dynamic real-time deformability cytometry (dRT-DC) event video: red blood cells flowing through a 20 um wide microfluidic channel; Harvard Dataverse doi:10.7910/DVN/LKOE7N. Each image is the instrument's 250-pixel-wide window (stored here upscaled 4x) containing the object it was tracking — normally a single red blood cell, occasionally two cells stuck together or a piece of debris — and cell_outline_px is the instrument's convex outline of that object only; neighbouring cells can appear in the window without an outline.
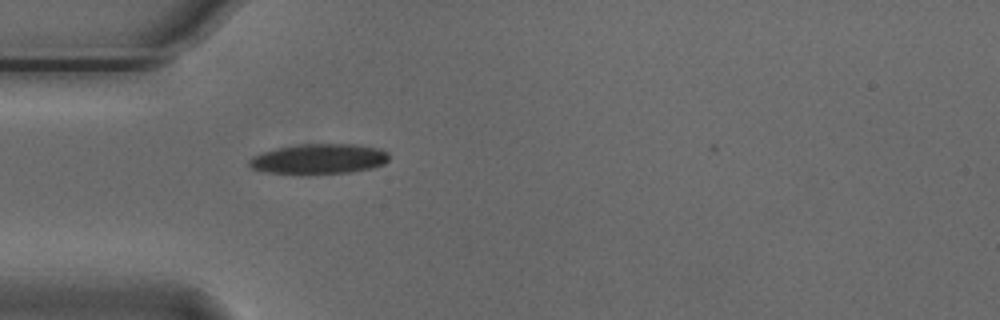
{"species": "Egyptian fruit bat (a non-hibernating species)", "species_latin": "Rousettus aegyptiacus", "temperature_condition": "cold", "stored_images_in_passage": 27, "camera_frame_rate_fps": 3000, "um_per_image_px": 0.085, "animal": {"sex": "male"}, "frame": {"image": 1, "passage_image": 1, "time_ms": 0.0, "image_size_px": [1000, 320], "cell_outline_px": [[388, 160], [384, 164], [372, 168], [352, 172], [308, 176], [264, 172], [252, 168], [248, 164], [248, 160], [252, 156], [260, 152], [276, 148], [296, 144], [356, 144], [380, 148], [388, 152]], "centroid_in_image_um": [27.07, 13.53], "position_along_channel_um": 57.9, "area_um2": 25.49}}
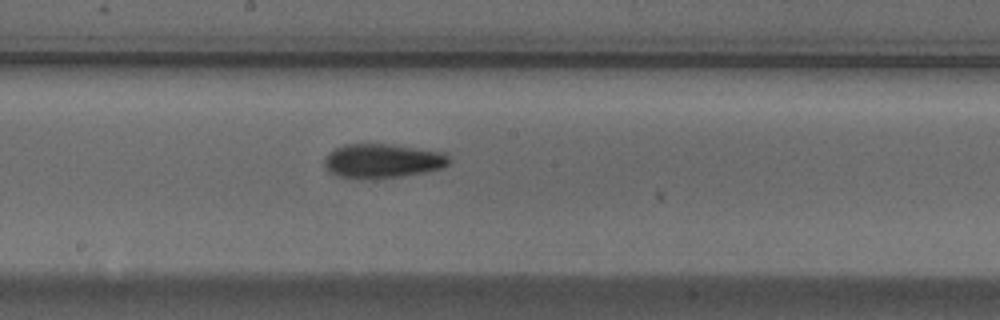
{"frame": {"image": 2, "passage_image": 14, "time_ms": 4.333, "image_size_px": [1000, 320], "cell_outline_px": [[452, 160], [444, 168], [424, 172], [400, 176], [340, 176], [328, 172], [324, 164], [324, 160], [336, 148], [344, 144], [384, 144], [444, 152]], "centroid_in_image_um": [32.57, 13.64], "position_along_channel_um": 215.6, "area_um2": 23.87}}
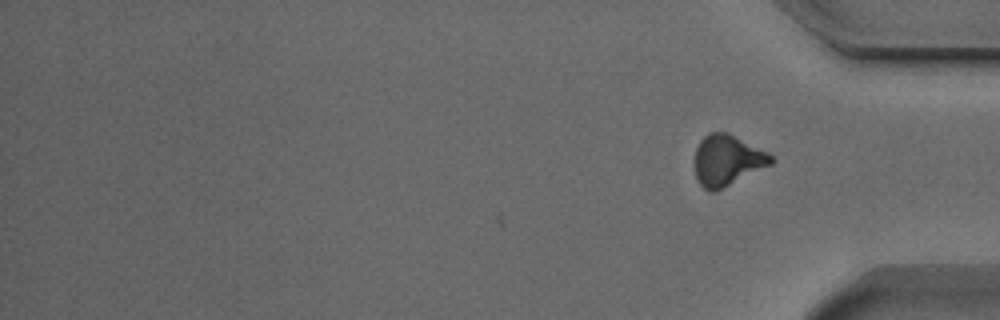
{"frame": {"image": 3, "passage_image": 27, "time_ms": 8.667, "image_size_px": [1000, 320], "cell_outline_px": [[776, 160], [772, 164], [716, 192], [708, 192], [700, 184], [696, 176], [696, 148], [700, 140], [708, 132], [728, 132], [768, 152]], "centroid_in_image_um": [61.84, 13.63], "position_along_channel_um": 373.4, "area_um2": 22.72}, "authors_computed_cell_mechanics": {"area_um2": 23.8714, "velocity_mm_per_s": 3.7271, "shape_relaxation_time_tau1_ms": 3.5597, "shape_relaxation_time_tau2_ms": 4.9372, "deformation_change_tau1": 0.128, "deformation_change_tau2": 0.1163}}